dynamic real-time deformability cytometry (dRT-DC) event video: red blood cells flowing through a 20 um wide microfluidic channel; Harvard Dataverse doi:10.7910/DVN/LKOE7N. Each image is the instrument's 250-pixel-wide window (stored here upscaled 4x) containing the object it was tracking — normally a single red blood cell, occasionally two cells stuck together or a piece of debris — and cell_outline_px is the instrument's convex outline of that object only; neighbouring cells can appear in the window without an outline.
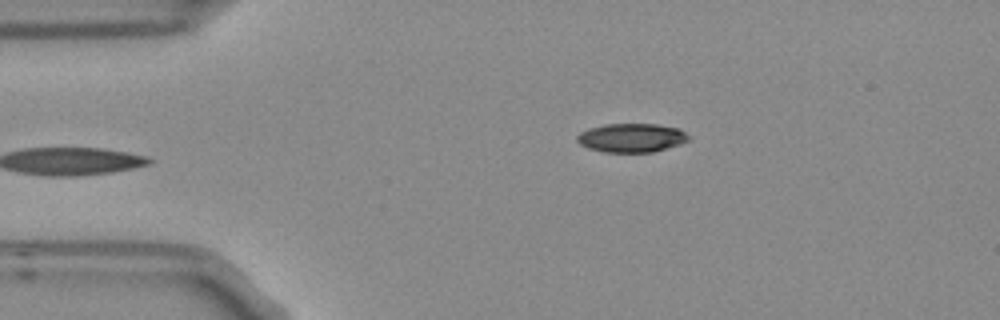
{"species": "Egyptian fruit bat (a non-hibernating species)", "species_latin": "Rousettus aegyptiacus", "temperature_condition": "room temperature", "stored_images_in_passage": 4, "camera_frame_rate_fps": 3000, "um_per_image_px": 0.085, "frame": {"image": 1, "passage_image": 4, "time_ms": 1.0, "image_size_px": [1000, 320], "cell_outline_px": [[688, 140], [680, 144], [652, 152], [604, 152], [588, 148], [580, 144], [576, 140], [576, 136], [580, 132], [588, 128], [604, 124], [656, 124], [680, 128], [688, 136]], "centroid_in_image_um": [53.64, 11.71], "position_along_channel_um": 31.4, "area_um2": 18.73}}